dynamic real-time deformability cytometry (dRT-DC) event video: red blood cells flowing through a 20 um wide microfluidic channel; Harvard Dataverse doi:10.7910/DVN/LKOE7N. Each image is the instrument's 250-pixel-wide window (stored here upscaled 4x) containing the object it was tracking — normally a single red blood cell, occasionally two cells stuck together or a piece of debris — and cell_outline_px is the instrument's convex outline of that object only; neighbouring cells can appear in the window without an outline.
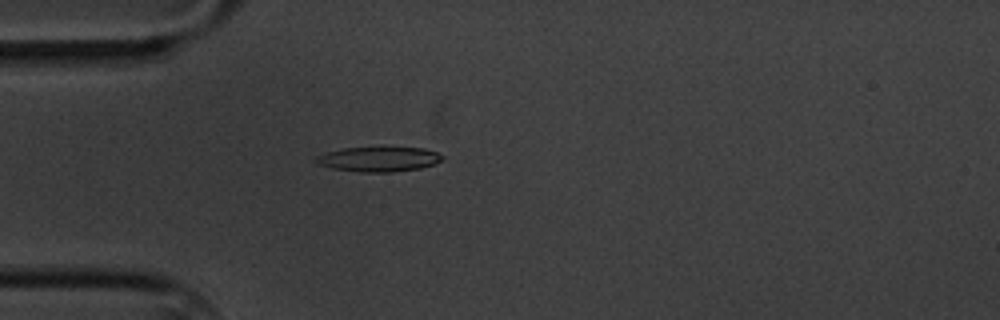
{"species": "common noctule bat (a hibernating species)", "species_latin": "Nyctalus noctula", "temperature_condition": "cold", "stored_images_in_passage": 4, "camera_frame_rate_fps": 3000, "um_per_image_px": 0.085, "animal": {"sex": "male", "body_mass_g": 20.1, "forearm_length_mm": 53.5}, "frame": {"image": 1, "passage_image": 4, "time_ms": 3.333, "image_size_px": [1000, 320], "cell_outline_px": [[444, 156], [440, 160], [432, 164], [420, 168], [392, 172], [360, 172], [332, 168], [316, 164], [312, 160], [316, 156], [324, 152], [344, 148], [424, 148], [436, 152]], "centroid_in_image_um": [32.11, 13.53], "position_along_channel_um": 52.9, "area_um2": 18.15}}